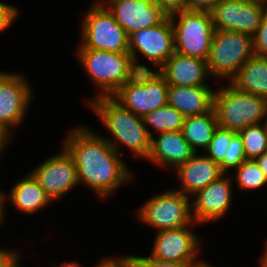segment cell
<instances>
[{
    "label": "cell",
    "instance_id": "32",
    "mask_svg": "<svg viewBox=\"0 0 267 267\" xmlns=\"http://www.w3.org/2000/svg\"><path fill=\"white\" fill-rule=\"evenodd\" d=\"M221 0H185L187 11L211 12Z\"/></svg>",
    "mask_w": 267,
    "mask_h": 267
},
{
    "label": "cell",
    "instance_id": "19",
    "mask_svg": "<svg viewBox=\"0 0 267 267\" xmlns=\"http://www.w3.org/2000/svg\"><path fill=\"white\" fill-rule=\"evenodd\" d=\"M195 152L184 139L181 130L159 133L151 137V151L147 161L161 169L175 170L189 160Z\"/></svg>",
    "mask_w": 267,
    "mask_h": 267
},
{
    "label": "cell",
    "instance_id": "18",
    "mask_svg": "<svg viewBox=\"0 0 267 267\" xmlns=\"http://www.w3.org/2000/svg\"><path fill=\"white\" fill-rule=\"evenodd\" d=\"M200 153H195L174 170L179 183L175 189L188 196H192L196 191L207 187L224 174L218 163Z\"/></svg>",
    "mask_w": 267,
    "mask_h": 267
},
{
    "label": "cell",
    "instance_id": "27",
    "mask_svg": "<svg viewBox=\"0 0 267 267\" xmlns=\"http://www.w3.org/2000/svg\"><path fill=\"white\" fill-rule=\"evenodd\" d=\"M238 133L242 139L246 159L255 160L267 151V121L247 126Z\"/></svg>",
    "mask_w": 267,
    "mask_h": 267
},
{
    "label": "cell",
    "instance_id": "23",
    "mask_svg": "<svg viewBox=\"0 0 267 267\" xmlns=\"http://www.w3.org/2000/svg\"><path fill=\"white\" fill-rule=\"evenodd\" d=\"M237 90L267 100V57L253 55L229 81Z\"/></svg>",
    "mask_w": 267,
    "mask_h": 267
},
{
    "label": "cell",
    "instance_id": "36",
    "mask_svg": "<svg viewBox=\"0 0 267 267\" xmlns=\"http://www.w3.org/2000/svg\"><path fill=\"white\" fill-rule=\"evenodd\" d=\"M255 161L258 163L260 169L262 170L267 179V151L261 156L257 157Z\"/></svg>",
    "mask_w": 267,
    "mask_h": 267
},
{
    "label": "cell",
    "instance_id": "14",
    "mask_svg": "<svg viewBox=\"0 0 267 267\" xmlns=\"http://www.w3.org/2000/svg\"><path fill=\"white\" fill-rule=\"evenodd\" d=\"M267 10V0H221L211 11L215 30L254 36Z\"/></svg>",
    "mask_w": 267,
    "mask_h": 267
},
{
    "label": "cell",
    "instance_id": "24",
    "mask_svg": "<svg viewBox=\"0 0 267 267\" xmlns=\"http://www.w3.org/2000/svg\"><path fill=\"white\" fill-rule=\"evenodd\" d=\"M218 128L217 116L214 108L205 114L186 117L181 132L195 153H204Z\"/></svg>",
    "mask_w": 267,
    "mask_h": 267
},
{
    "label": "cell",
    "instance_id": "9",
    "mask_svg": "<svg viewBox=\"0 0 267 267\" xmlns=\"http://www.w3.org/2000/svg\"><path fill=\"white\" fill-rule=\"evenodd\" d=\"M169 17L174 30L175 52L207 60L215 31L211 12L184 10Z\"/></svg>",
    "mask_w": 267,
    "mask_h": 267
},
{
    "label": "cell",
    "instance_id": "4",
    "mask_svg": "<svg viewBox=\"0 0 267 267\" xmlns=\"http://www.w3.org/2000/svg\"><path fill=\"white\" fill-rule=\"evenodd\" d=\"M226 84L217 86L214 92L213 108L219 127L238 133L247 126L267 121L266 99Z\"/></svg>",
    "mask_w": 267,
    "mask_h": 267
},
{
    "label": "cell",
    "instance_id": "29",
    "mask_svg": "<svg viewBox=\"0 0 267 267\" xmlns=\"http://www.w3.org/2000/svg\"><path fill=\"white\" fill-rule=\"evenodd\" d=\"M253 52L254 55L267 57V10L253 36Z\"/></svg>",
    "mask_w": 267,
    "mask_h": 267
},
{
    "label": "cell",
    "instance_id": "38",
    "mask_svg": "<svg viewBox=\"0 0 267 267\" xmlns=\"http://www.w3.org/2000/svg\"><path fill=\"white\" fill-rule=\"evenodd\" d=\"M22 254L19 252L13 259L12 261L8 264L7 267H22L21 266V261H22Z\"/></svg>",
    "mask_w": 267,
    "mask_h": 267
},
{
    "label": "cell",
    "instance_id": "40",
    "mask_svg": "<svg viewBox=\"0 0 267 267\" xmlns=\"http://www.w3.org/2000/svg\"><path fill=\"white\" fill-rule=\"evenodd\" d=\"M3 190H0V225L4 224V216H3Z\"/></svg>",
    "mask_w": 267,
    "mask_h": 267
},
{
    "label": "cell",
    "instance_id": "7",
    "mask_svg": "<svg viewBox=\"0 0 267 267\" xmlns=\"http://www.w3.org/2000/svg\"><path fill=\"white\" fill-rule=\"evenodd\" d=\"M81 19V40L76 48L129 53L126 31L103 4L91 3Z\"/></svg>",
    "mask_w": 267,
    "mask_h": 267
},
{
    "label": "cell",
    "instance_id": "10",
    "mask_svg": "<svg viewBox=\"0 0 267 267\" xmlns=\"http://www.w3.org/2000/svg\"><path fill=\"white\" fill-rule=\"evenodd\" d=\"M128 50L136 71H153L148 65L139 63V56H143V61L148 60L156 67L154 71H158L175 53L174 30L170 17L159 25L129 34Z\"/></svg>",
    "mask_w": 267,
    "mask_h": 267
},
{
    "label": "cell",
    "instance_id": "12",
    "mask_svg": "<svg viewBox=\"0 0 267 267\" xmlns=\"http://www.w3.org/2000/svg\"><path fill=\"white\" fill-rule=\"evenodd\" d=\"M60 147L55 155L47 157L30 171L53 203L79 186L75 161L62 145Z\"/></svg>",
    "mask_w": 267,
    "mask_h": 267
},
{
    "label": "cell",
    "instance_id": "16",
    "mask_svg": "<svg viewBox=\"0 0 267 267\" xmlns=\"http://www.w3.org/2000/svg\"><path fill=\"white\" fill-rule=\"evenodd\" d=\"M103 5L127 35L159 25L168 17L154 0H108Z\"/></svg>",
    "mask_w": 267,
    "mask_h": 267
},
{
    "label": "cell",
    "instance_id": "13",
    "mask_svg": "<svg viewBox=\"0 0 267 267\" xmlns=\"http://www.w3.org/2000/svg\"><path fill=\"white\" fill-rule=\"evenodd\" d=\"M200 224L193 222L178 229L156 232L150 257L173 263H203L200 236L193 229ZM193 228V229H192Z\"/></svg>",
    "mask_w": 267,
    "mask_h": 267
},
{
    "label": "cell",
    "instance_id": "30",
    "mask_svg": "<svg viewBox=\"0 0 267 267\" xmlns=\"http://www.w3.org/2000/svg\"><path fill=\"white\" fill-rule=\"evenodd\" d=\"M8 2L0 1V34L13 25L20 15V8Z\"/></svg>",
    "mask_w": 267,
    "mask_h": 267
},
{
    "label": "cell",
    "instance_id": "39",
    "mask_svg": "<svg viewBox=\"0 0 267 267\" xmlns=\"http://www.w3.org/2000/svg\"><path fill=\"white\" fill-rule=\"evenodd\" d=\"M53 267H81L79 261H70V262H66V261H63V263L61 262V264L59 265H54ZM83 267V265H82Z\"/></svg>",
    "mask_w": 267,
    "mask_h": 267
},
{
    "label": "cell",
    "instance_id": "1",
    "mask_svg": "<svg viewBox=\"0 0 267 267\" xmlns=\"http://www.w3.org/2000/svg\"><path fill=\"white\" fill-rule=\"evenodd\" d=\"M61 145L75 161L78 185L89 188L99 200H107L136 179L122 155L89 125L75 126Z\"/></svg>",
    "mask_w": 267,
    "mask_h": 267
},
{
    "label": "cell",
    "instance_id": "37",
    "mask_svg": "<svg viewBox=\"0 0 267 267\" xmlns=\"http://www.w3.org/2000/svg\"><path fill=\"white\" fill-rule=\"evenodd\" d=\"M265 246H264V250L262 255H260L261 257H259V261H257L259 264V267H267V238L265 240Z\"/></svg>",
    "mask_w": 267,
    "mask_h": 267
},
{
    "label": "cell",
    "instance_id": "8",
    "mask_svg": "<svg viewBox=\"0 0 267 267\" xmlns=\"http://www.w3.org/2000/svg\"><path fill=\"white\" fill-rule=\"evenodd\" d=\"M168 84L158 71H136L112 97L140 117L167 105Z\"/></svg>",
    "mask_w": 267,
    "mask_h": 267
},
{
    "label": "cell",
    "instance_id": "41",
    "mask_svg": "<svg viewBox=\"0 0 267 267\" xmlns=\"http://www.w3.org/2000/svg\"><path fill=\"white\" fill-rule=\"evenodd\" d=\"M200 267H215L214 265L212 266V264H210L209 262H207L206 260L201 264Z\"/></svg>",
    "mask_w": 267,
    "mask_h": 267
},
{
    "label": "cell",
    "instance_id": "3",
    "mask_svg": "<svg viewBox=\"0 0 267 267\" xmlns=\"http://www.w3.org/2000/svg\"><path fill=\"white\" fill-rule=\"evenodd\" d=\"M78 63L87 74V80L96 88L92 98L112 96L136 73L129 53H114L89 48H77Z\"/></svg>",
    "mask_w": 267,
    "mask_h": 267
},
{
    "label": "cell",
    "instance_id": "21",
    "mask_svg": "<svg viewBox=\"0 0 267 267\" xmlns=\"http://www.w3.org/2000/svg\"><path fill=\"white\" fill-rule=\"evenodd\" d=\"M204 154L220 165L223 173L238 168L245 160V150L239 133L218 126Z\"/></svg>",
    "mask_w": 267,
    "mask_h": 267
},
{
    "label": "cell",
    "instance_id": "42",
    "mask_svg": "<svg viewBox=\"0 0 267 267\" xmlns=\"http://www.w3.org/2000/svg\"><path fill=\"white\" fill-rule=\"evenodd\" d=\"M108 0H96L93 2V4H104Z\"/></svg>",
    "mask_w": 267,
    "mask_h": 267
},
{
    "label": "cell",
    "instance_id": "5",
    "mask_svg": "<svg viewBox=\"0 0 267 267\" xmlns=\"http://www.w3.org/2000/svg\"><path fill=\"white\" fill-rule=\"evenodd\" d=\"M136 211L137 220L156 232L182 228L194 222L190 196L173 188L149 197Z\"/></svg>",
    "mask_w": 267,
    "mask_h": 267
},
{
    "label": "cell",
    "instance_id": "25",
    "mask_svg": "<svg viewBox=\"0 0 267 267\" xmlns=\"http://www.w3.org/2000/svg\"><path fill=\"white\" fill-rule=\"evenodd\" d=\"M184 119L185 117L179 111L168 104L143 117L144 125L151 137L154 134L181 130Z\"/></svg>",
    "mask_w": 267,
    "mask_h": 267
},
{
    "label": "cell",
    "instance_id": "33",
    "mask_svg": "<svg viewBox=\"0 0 267 267\" xmlns=\"http://www.w3.org/2000/svg\"><path fill=\"white\" fill-rule=\"evenodd\" d=\"M168 15L186 10L185 0H154Z\"/></svg>",
    "mask_w": 267,
    "mask_h": 267
},
{
    "label": "cell",
    "instance_id": "2",
    "mask_svg": "<svg viewBox=\"0 0 267 267\" xmlns=\"http://www.w3.org/2000/svg\"><path fill=\"white\" fill-rule=\"evenodd\" d=\"M87 104L112 137L108 138L99 134L120 155V149L125 147L132 157L141 158L142 161L147 159L151 151V136L144 125L143 117L124 108L112 96H100L93 99L90 97Z\"/></svg>",
    "mask_w": 267,
    "mask_h": 267
},
{
    "label": "cell",
    "instance_id": "34",
    "mask_svg": "<svg viewBox=\"0 0 267 267\" xmlns=\"http://www.w3.org/2000/svg\"><path fill=\"white\" fill-rule=\"evenodd\" d=\"M18 253L19 252L17 250L0 248V267H7Z\"/></svg>",
    "mask_w": 267,
    "mask_h": 267
},
{
    "label": "cell",
    "instance_id": "11",
    "mask_svg": "<svg viewBox=\"0 0 267 267\" xmlns=\"http://www.w3.org/2000/svg\"><path fill=\"white\" fill-rule=\"evenodd\" d=\"M29 84L21 72L0 69V128L12 141L32 104L34 90Z\"/></svg>",
    "mask_w": 267,
    "mask_h": 267
},
{
    "label": "cell",
    "instance_id": "15",
    "mask_svg": "<svg viewBox=\"0 0 267 267\" xmlns=\"http://www.w3.org/2000/svg\"><path fill=\"white\" fill-rule=\"evenodd\" d=\"M231 174H223L207 187L196 191L191 199L193 221L204 225L220 221L227 216L232 207L234 193Z\"/></svg>",
    "mask_w": 267,
    "mask_h": 267
},
{
    "label": "cell",
    "instance_id": "22",
    "mask_svg": "<svg viewBox=\"0 0 267 267\" xmlns=\"http://www.w3.org/2000/svg\"><path fill=\"white\" fill-rule=\"evenodd\" d=\"M168 85L167 104L185 118L210 112L214 106L215 87ZM213 88V89H212Z\"/></svg>",
    "mask_w": 267,
    "mask_h": 267
},
{
    "label": "cell",
    "instance_id": "20",
    "mask_svg": "<svg viewBox=\"0 0 267 267\" xmlns=\"http://www.w3.org/2000/svg\"><path fill=\"white\" fill-rule=\"evenodd\" d=\"M9 192L3 191L4 220L6 219V204L8 203L23 215H33L44 208L46 209V207L48 208V206H52L53 203L30 172L18 179L17 182L15 181Z\"/></svg>",
    "mask_w": 267,
    "mask_h": 267
},
{
    "label": "cell",
    "instance_id": "6",
    "mask_svg": "<svg viewBox=\"0 0 267 267\" xmlns=\"http://www.w3.org/2000/svg\"><path fill=\"white\" fill-rule=\"evenodd\" d=\"M253 37L236 31L215 30L207 59L209 74L220 82H229L252 56Z\"/></svg>",
    "mask_w": 267,
    "mask_h": 267
},
{
    "label": "cell",
    "instance_id": "26",
    "mask_svg": "<svg viewBox=\"0 0 267 267\" xmlns=\"http://www.w3.org/2000/svg\"><path fill=\"white\" fill-rule=\"evenodd\" d=\"M233 171L231 173L232 175L235 173L232 176L233 182H236L237 188L243 192L256 191L267 185V179L255 160L246 159Z\"/></svg>",
    "mask_w": 267,
    "mask_h": 267
},
{
    "label": "cell",
    "instance_id": "17",
    "mask_svg": "<svg viewBox=\"0 0 267 267\" xmlns=\"http://www.w3.org/2000/svg\"><path fill=\"white\" fill-rule=\"evenodd\" d=\"M168 85L200 86L212 84L207 60L175 52L158 70ZM208 79V80H207ZM211 79V81H209ZM208 81V82H207Z\"/></svg>",
    "mask_w": 267,
    "mask_h": 267
},
{
    "label": "cell",
    "instance_id": "28",
    "mask_svg": "<svg viewBox=\"0 0 267 267\" xmlns=\"http://www.w3.org/2000/svg\"><path fill=\"white\" fill-rule=\"evenodd\" d=\"M136 267H200L202 263H173L154 259L147 255H132Z\"/></svg>",
    "mask_w": 267,
    "mask_h": 267
},
{
    "label": "cell",
    "instance_id": "35",
    "mask_svg": "<svg viewBox=\"0 0 267 267\" xmlns=\"http://www.w3.org/2000/svg\"><path fill=\"white\" fill-rule=\"evenodd\" d=\"M12 143V140L5 134V132L0 128V159H2V155H4L5 151L7 150L6 148H8Z\"/></svg>",
    "mask_w": 267,
    "mask_h": 267
},
{
    "label": "cell",
    "instance_id": "31",
    "mask_svg": "<svg viewBox=\"0 0 267 267\" xmlns=\"http://www.w3.org/2000/svg\"><path fill=\"white\" fill-rule=\"evenodd\" d=\"M100 259L94 267H132L134 265L132 256L128 254L121 255L120 257L105 256Z\"/></svg>",
    "mask_w": 267,
    "mask_h": 267
}]
</instances>
